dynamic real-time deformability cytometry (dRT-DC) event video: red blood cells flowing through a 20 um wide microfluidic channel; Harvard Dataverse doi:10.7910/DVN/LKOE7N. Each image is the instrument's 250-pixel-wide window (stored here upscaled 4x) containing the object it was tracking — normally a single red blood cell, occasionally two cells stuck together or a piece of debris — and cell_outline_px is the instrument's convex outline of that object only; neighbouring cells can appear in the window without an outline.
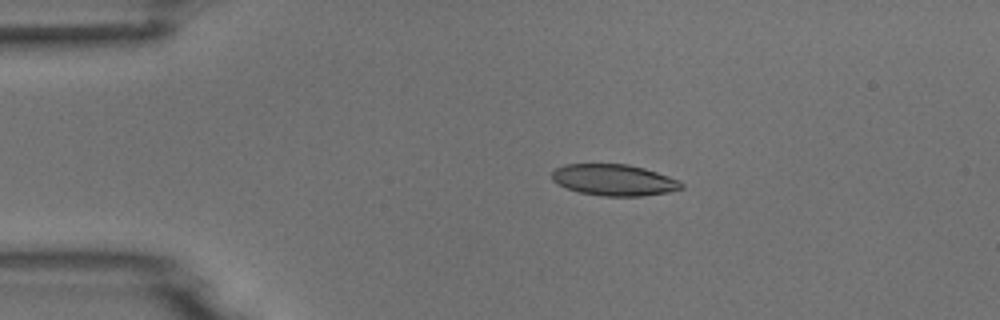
{"species": "common noctule bat (a hibernating species)", "species_latin": "Nyctalus noctula", "temperature_condition": "room temperature", "stored_images_in_passage": 2, "camera_frame_rate_fps": 3000, "um_per_image_px": 0.085, "animal": {"sex": "male", "body_mass_g": 18.8}, "frame": {"image": 1, "passage_image": 1, "time_ms": 0.0, "image_size_px": [1000, 320], "cell_outline_px": [[684, 188], [668, 192], [644, 196], [604, 196], [580, 192], [568, 188], [552, 180], [552, 172], [556, 168], [564, 164], [628, 164], [644, 168], [680, 180], [684, 184]], "centroid_in_image_um": [52.23, 15.3], "position_along_channel_um": 32.8, "area_um2": 23.58}}